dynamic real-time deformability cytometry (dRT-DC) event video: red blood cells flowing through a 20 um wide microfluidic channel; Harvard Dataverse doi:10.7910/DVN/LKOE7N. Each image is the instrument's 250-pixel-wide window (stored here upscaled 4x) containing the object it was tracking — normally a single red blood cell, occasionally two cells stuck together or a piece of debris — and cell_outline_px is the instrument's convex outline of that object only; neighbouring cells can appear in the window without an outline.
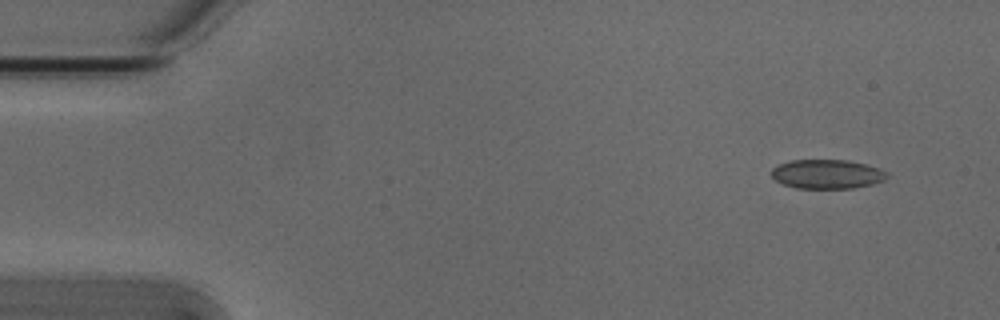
{"species": "Egyptian fruit bat (a non-hibernating species)", "species_latin": "Rousettus aegyptiacus", "temperature_condition": "cold", "stored_images_in_passage": 4, "camera_frame_rate_fps": 3000, "um_per_image_px": 0.085, "animal": {"sex": "male"}, "frame": {"image": 1, "passage_image": 1, "time_ms": 0.0, "image_size_px": [1000, 320], "cell_outline_px": [[888, 176], [884, 180], [872, 184], [852, 188], [796, 188], [784, 184], [776, 180], [772, 176], [772, 168], [780, 164], [792, 160], [848, 160], [868, 164], [880, 168], [888, 172]], "centroid_in_image_um": [70.34, 14.79], "position_along_channel_um": 14.7, "area_um2": 19.65}}
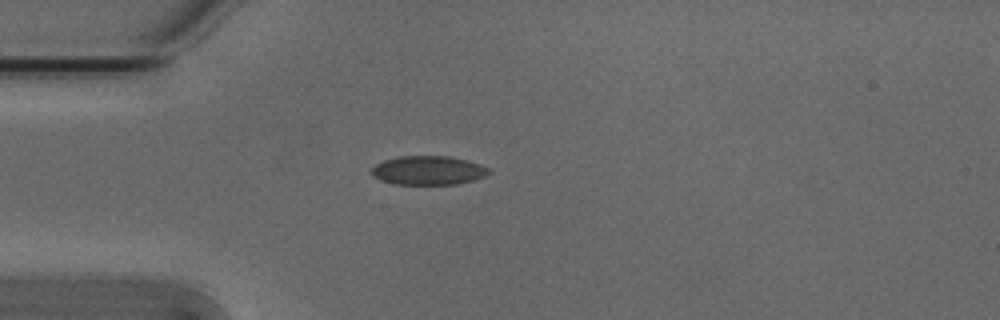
{"frame": {"image": 2, "passage_image": 3, "time_ms": 0.667, "image_size_px": [1000, 320], "cell_outline_px": [[492, 172], [484, 176], [472, 180], [456, 184], [392, 184], [380, 180], [372, 176], [372, 168], [376, 164], [384, 160], [400, 156], [448, 156], [480, 164], [488, 168]], "centroid_in_image_um": [36.37, 14.48], "position_along_channel_um": 48.6, "area_um2": 19.65}}